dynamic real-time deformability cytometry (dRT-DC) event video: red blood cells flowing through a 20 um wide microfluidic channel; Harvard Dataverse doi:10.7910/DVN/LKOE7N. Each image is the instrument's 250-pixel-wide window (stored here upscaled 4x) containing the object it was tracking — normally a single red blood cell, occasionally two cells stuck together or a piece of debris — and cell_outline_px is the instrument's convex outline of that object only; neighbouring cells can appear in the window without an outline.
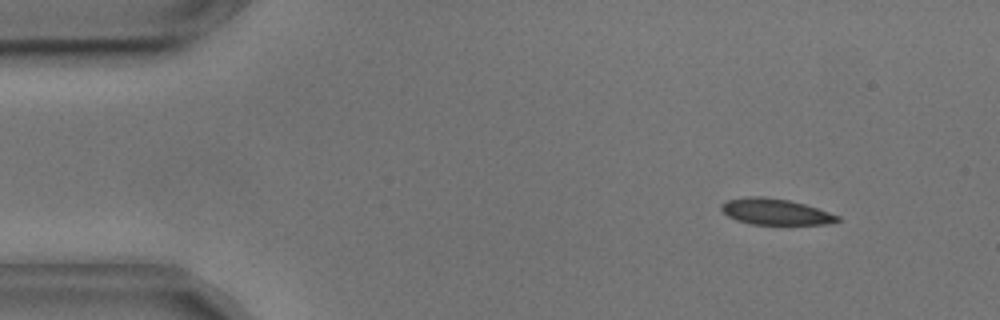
{"species": "common noctule bat (a hibernating species)", "species_latin": "Nyctalus noctula", "temperature_condition": "cold", "stored_images_in_passage": 50, "camera_frame_rate_fps": 3000, "um_per_image_px": 0.085, "animal": {"sex": "male", "body_mass_g": 17.9, "forearm_length_mm": 54.2}, "frame": {"image": 1, "passage_image": 1, "time_ms": 0.0, "image_size_px": [1000, 320], "cell_outline_px": [[840, 220], [824, 224], [752, 224], [736, 220], [728, 216], [720, 208], [720, 204], [728, 200], [752, 196], [764, 196], [788, 200], [804, 204], [840, 216]], "centroid_in_image_um": [65.88, 17.99], "position_along_channel_um": 19.1, "area_um2": 17.4}}
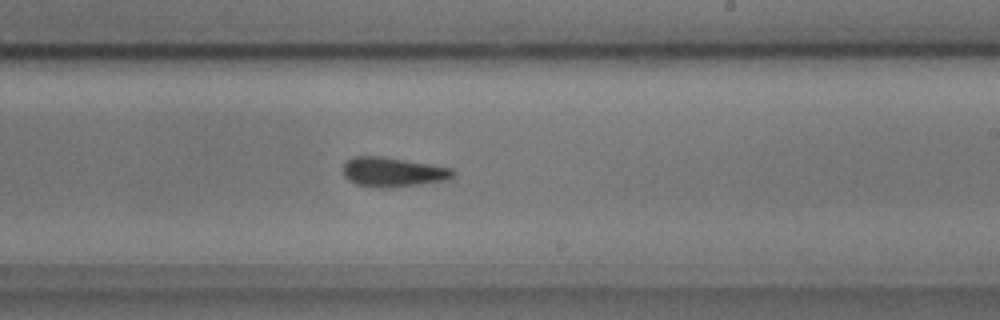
{"frame": {"image": 2, "passage_image": 27, "time_ms": 8.667, "image_size_px": [1000, 320], "cell_outline_px": [[456, 172], [448, 180], [420, 184], [388, 188], [376, 188], [356, 184], [348, 180], [344, 176], [344, 164], [352, 156], [384, 156], [452, 168]], "centroid_in_image_um": [33.39, 14.62], "position_along_channel_um": 255.6, "area_um2": 19.02}}
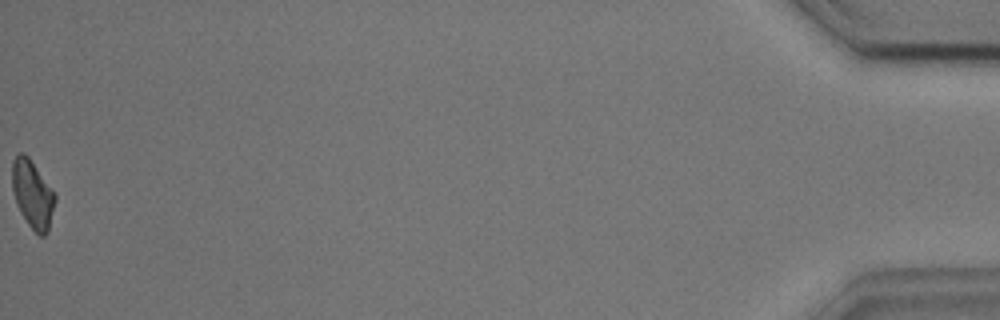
{"frame": {"image": 3, "passage_image": 50, "time_ms": 16.333, "image_size_px": [1000, 320], "cell_outline_px": [[56, 200], [48, 232], [44, 236], [40, 236], [28, 224], [20, 212], [16, 204], [12, 188], [12, 160], [20, 152], [24, 152], [28, 156], [52, 188], [56, 196]], "centroid_in_image_um": [2.77, 16.5], "position_along_channel_um": 432.4, "area_um2": 17.05}, "authors_computed_cell_mechanics": {"area_um2": 18.6983, "velocity_mm_per_s": 3.637, "shape_relaxation_time_tau1_ms": 3.5462, "shape_relaxation_time_tau2_ms": 6.489, "deformation_change_tau1": 0.1122, "deformation_change_tau2": 0.109}}